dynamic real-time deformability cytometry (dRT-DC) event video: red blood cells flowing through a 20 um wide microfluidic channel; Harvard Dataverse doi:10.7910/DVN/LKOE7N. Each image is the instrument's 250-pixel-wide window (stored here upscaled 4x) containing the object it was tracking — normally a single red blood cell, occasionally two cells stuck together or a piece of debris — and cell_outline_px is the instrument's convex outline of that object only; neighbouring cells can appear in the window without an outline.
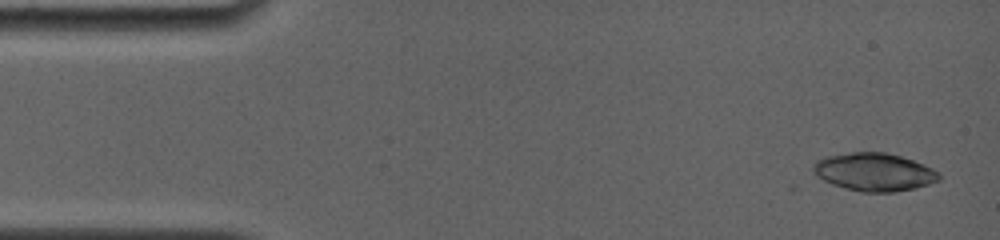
{"species": "common noctule bat (a hibernating species)", "species_latin": "Nyctalus noctula", "temperature_condition": "room temperature", "stored_images_in_passage": 4, "camera_frame_rate_fps": 4000, "um_per_image_px": 0.085, "animal": {"sex": "female", "body_mass_g": 19.0, "forearm_length_mm": 56.7}, "frame": {"image": 1, "passage_image": 1, "time_ms": 0.0, "image_size_px": [1000, 240], "cell_outline_px": [[940, 180], [916, 188], [896, 192], [860, 192], [832, 184], [816, 176], [812, 168], [812, 164], [816, 160], [824, 156], [852, 152], [884, 152], [900, 156], [924, 164], [932, 168], [940, 176]], "centroid_in_image_um": [74.27, 14.62], "position_along_channel_um": 10.7, "area_um2": 27.92}}